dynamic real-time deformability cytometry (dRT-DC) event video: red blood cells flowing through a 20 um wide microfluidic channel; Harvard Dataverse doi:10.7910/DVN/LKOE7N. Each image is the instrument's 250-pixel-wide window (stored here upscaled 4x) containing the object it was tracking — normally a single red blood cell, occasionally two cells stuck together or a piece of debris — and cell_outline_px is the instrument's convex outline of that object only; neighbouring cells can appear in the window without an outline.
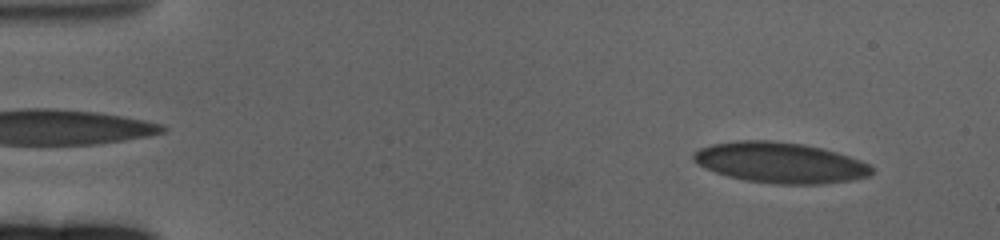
{"species": "human", "species_latin": "Homo sapiens", "temperature_condition": "cold", "stored_images_in_passage": 63, "camera_frame_rate_fps": 3000, "um_per_image_px": 0.085, "donor": {"sex": "female"}, "frame": {"image": 1, "passage_image": 5, "time_ms": 1.333, "image_size_px": [1000, 240], "cell_outline_px": [[872, 176], [852, 180], [820, 184], [776, 184], [744, 180], [728, 176], [716, 172], [692, 160], [692, 156], [700, 148], [712, 144], [736, 140], [772, 140], [804, 144], [836, 152], [860, 160], [868, 164], [872, 168]], "centroid_in_image_um": [66.33, 13.82], "position_along_channel_um": 18.7, "area_um2": 42.08}}
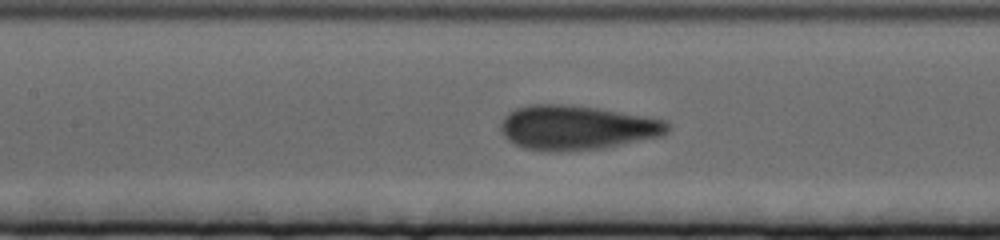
{"frame": {"image": 2, "passage_image": 29, "time_ms": 9.333, "image_size_px": [1000, 240], "cell_outline_px": [[668, 132], [660, 136], [600, 148], [524, 148], [508, 140], [504, 136], [500, 128], [500, 124], [504, 116], [516, 108], [528, 104], [572, 104], [596, 108], [664, 120], [668, 124]], "centroid_in_image_um": [48.99, 10.79], "position_along_channel_um": 158.4, "area_um2": 41.67}}
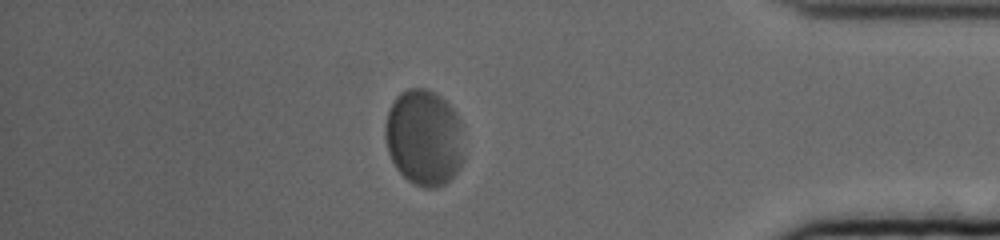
{"frame": {"image": 3, "passage_image": 55, "time_ms": 18.0, "image_size_px": [1000, 240], "cell_outline_px": [[464, 160], [460, 168], [444, 184], [436, 188], [424, 188], [408, 180], [396, 168], [388, 152], [384, 136], [384, 128], [388, 112], [396, 96], [400, 92], [408, 88], [424, 88], [440, 96], [456, 112], [460, 120], [464, 156]], "centroid_in_image_um": [36.04, 11.7], "position_along_channel_um": 399.2, "area_um2": 44.33}, "authors_computed_cell_mechanics": {"area_um2": 42.0784, "velocity_mm_per_s": 3.1236, "shape_relaxation_time_tau1_ms": 4.5846, "shape_relaxation_time_tau2_ms": null, "deformation_change_tau1": 0.1187, "deformation_change_tau2": null}}